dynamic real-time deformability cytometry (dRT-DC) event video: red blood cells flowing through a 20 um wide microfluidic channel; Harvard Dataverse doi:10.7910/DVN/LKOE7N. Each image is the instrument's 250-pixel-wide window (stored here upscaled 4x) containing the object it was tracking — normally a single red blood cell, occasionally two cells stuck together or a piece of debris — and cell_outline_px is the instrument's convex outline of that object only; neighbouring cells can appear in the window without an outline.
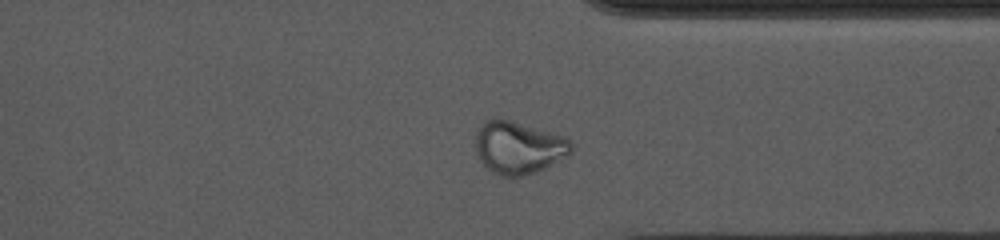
{"species": "common noctule bat (a hibernating species)", "species_latin": "Nyctalus noctula", "temperature_condition": "cold", "stored_images_in_passage": 53, "camera_frame_rate_fps": 3000, "um_per_image_px": 0.085, "animal": {"sex": "female", "body_mass_g": 10.0, "forearm_length_mm": 53.1}, "frame": {"image": 1, "passage_image": 40, "time_ms": 13.0, "image_size_px": [1000, 240], "cell_outline_px": [[572, 152], [568, 156], [536, 172], [524, 176], [504, 176], [492, 172], [480, 160], [476, 152], [476, 132], [480, 124], [484, 120], [508, 120], [564, 136], [572, 144]], "centroid_in_image_um": [44.07, 12.56], "position_along_channel_um": 367.3, "area_um2": 28.96}}
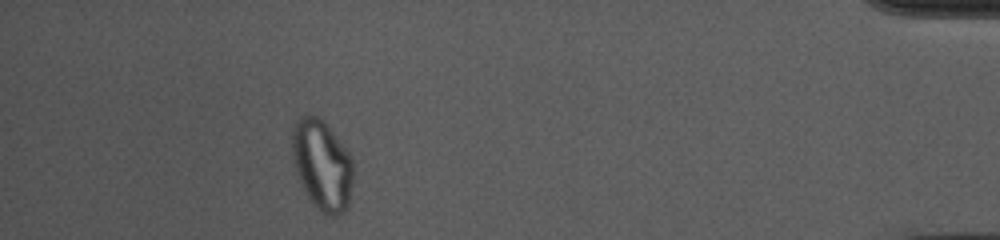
{"frame": {"image": 2, "passage_image": 48, "time_ms": 15.667, "image_size_px": [1000, 240], "cell_outline_px": [[352, 184], [348, 208], [344, 212], [336, 216], [328, 216], [320, 212], [308, 196], [296, 172], [292, 160], [292, 124], [300, 116], [320, 116], [352, 156]], "centroid_in_image_um": [27.37, 14.02], "position_along_channel_um": 407.8, "area_um2": 32.25}, "authors_computed_cell_mechanics": {"area_um2": 25.6054, "velocity_mm_per_s": 3.6777, "shape_relaxation_time_tau1_ms": null, "shape_relaxation_time_tau2_ms": 2.3211, "deformation_change_tau1": null, "deformation_change_tau2": 0.0903}}